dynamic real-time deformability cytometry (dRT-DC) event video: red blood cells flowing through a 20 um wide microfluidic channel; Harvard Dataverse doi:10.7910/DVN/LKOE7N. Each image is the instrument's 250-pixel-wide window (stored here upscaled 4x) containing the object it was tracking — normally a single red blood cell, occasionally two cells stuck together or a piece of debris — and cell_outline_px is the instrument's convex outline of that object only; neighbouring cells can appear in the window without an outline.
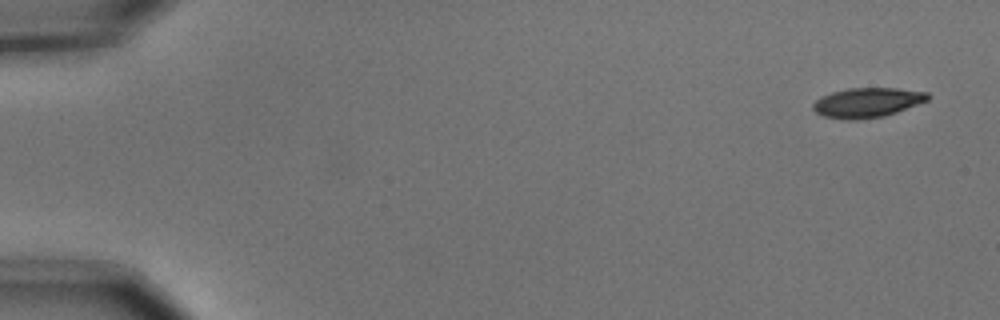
{"species": "common noctule bat (a hibernating species)", "species_latin": "Nyctalus noctula", "temperature_condition": "cold", "stored_images_in_passage": 6, "camera_frame_rate_fps": 3000, "um_per_image_px": 0.085, "animal": {"sex": "male", "body_mass_g": 15.6}, "frame": {"image": 1, "passage_image": 1, "time_ms": 0.0, "image_size_px": [1000, 320], "cell_outline_px": [[928, 100], [896, 112], [884, 116], [856, 120], [848, 120], [824, 116], [816, 112], [812, 108], [812, 104], [820, 96], [832, 92], [848, 88], [896, 88], [928, 92]], "centroid_in_image_um": [73.68, 8.71], "position_along_channel_um": 11.3, "area_um2": 19.77}}
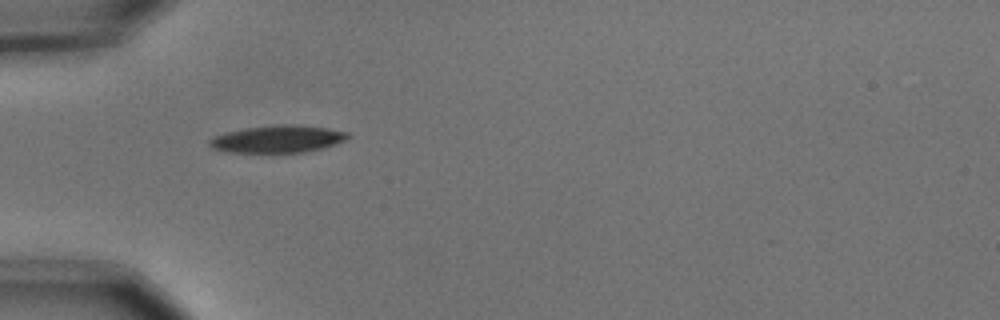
{"frame": {"image": 2, "passage_image": 5, "time_ms": 1.333, "image_size_px": [1000, 320], "cell_outline_px": [[348, 136], [344, 140], [324, 148], [304, 152], [232, 152], [212, 148], [208, 144], [208, 140], [216, 136], [228, 132], [248, 128], [276, 124], [288, 124], [328, 128], [348, 132]], "centroid_in_image_um": [23.61, 11.81], "position_along_channel_um": 61.4, "area_um2": 21.62}}
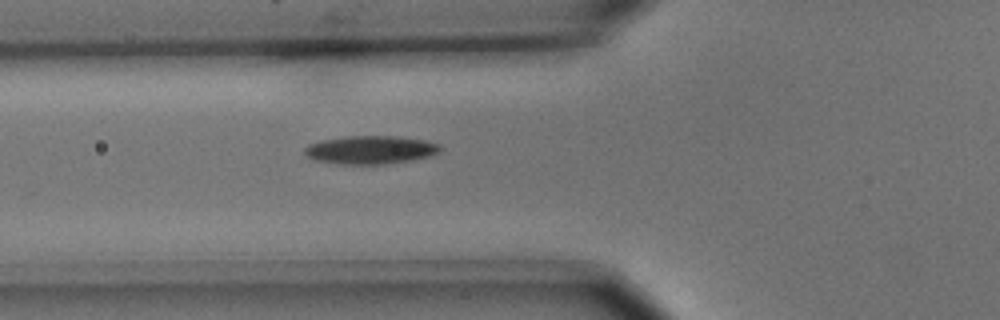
{"frame": {"image": 3, "passage_image": 6, "time_ms": 1.667, "image_size_px": [1000, 320], "cell_outline_px": [[440, 148], [436, 152], [428, 156], [408, 160], [380, 164], [340, 164], [316, 160], [308, 156], [304, 152], [304, 148], [308, 144], [324, 140], [344, 136], [396, 136], [424, 140], [440, 144]], "centroid_in_image_um": [31.44, 12.72], "position_along_channel_um": 94.4, "area_um2": 21.91}}